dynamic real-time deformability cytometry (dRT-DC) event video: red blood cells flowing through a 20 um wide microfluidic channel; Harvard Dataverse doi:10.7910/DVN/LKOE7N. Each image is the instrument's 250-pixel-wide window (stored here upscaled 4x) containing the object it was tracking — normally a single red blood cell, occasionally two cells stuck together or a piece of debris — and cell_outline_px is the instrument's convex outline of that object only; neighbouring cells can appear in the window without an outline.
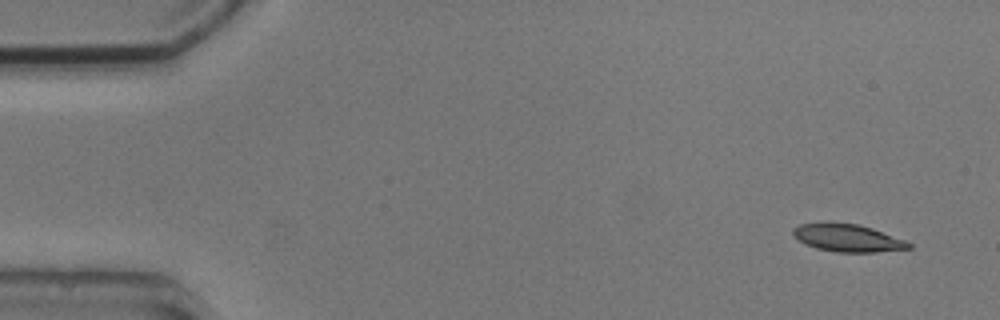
{"species": "common noctule bat (a hibernating species)", "species_latin": "Nyctalus noctula", "temperature_condition": "cold", "stored_images_in_passage": 6, "camera_frame_rate_fps": 3000, "um_per_image_px": 0.085, "animal": {"sex": "male", "body_mass_g": 20.5, "forearm_length_mm": 52.5}, "frame": {"image": 1, "passage_image": 1, "time_ms": 0.0, "image_size_px": [1000, 320], "cell_outline_px": [[912, 248], [876, 252], [836, 252], [816, 248], [792, 236], [792, 228], [800, 224], [828, 220], [856, 224], [872, 228], [904, 240], [912, 244]], "centroid_in_image_um": [71.99, 20.19], "position_along_channel_um": 13.0, "area_um2": 18.84}}